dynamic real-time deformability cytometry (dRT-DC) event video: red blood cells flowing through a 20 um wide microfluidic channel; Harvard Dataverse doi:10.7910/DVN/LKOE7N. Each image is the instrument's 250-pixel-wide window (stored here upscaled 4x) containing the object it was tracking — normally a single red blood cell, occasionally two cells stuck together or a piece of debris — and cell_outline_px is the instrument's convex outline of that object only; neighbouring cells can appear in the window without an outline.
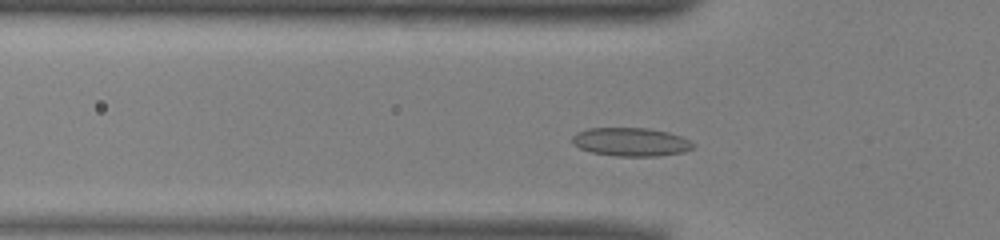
{"species": "common noctule bat (a hibernating species)", "species_latin": "Nyctalus noctula", "temperature_condition": "warm", "stored_images_in_passage": 43, "camera_frame_rate_fps": 3000, "um_per_image_px": 0.085, "animal": {"sex": "male", "body_mass_g": 13.0, "forearm_length_mm": 53.1}, "frame": {"image": 1, "passage_image": 8, "time_ms": 2.333, "image_size_px": [1000, 240], "cell_outline_px": [[696, 144], [692, 148], [684, 152], [656, 156], [616, 156], [592, 152], [580, 148], [572, 144], [572, 136], [576, 132], [588, 128], [648, 128], [668, 132], [680, 136]], "centroid_in_image_um": [53.6, 12.06], "position_along_channel_um": 72.2, "area_um2": 20.06}}
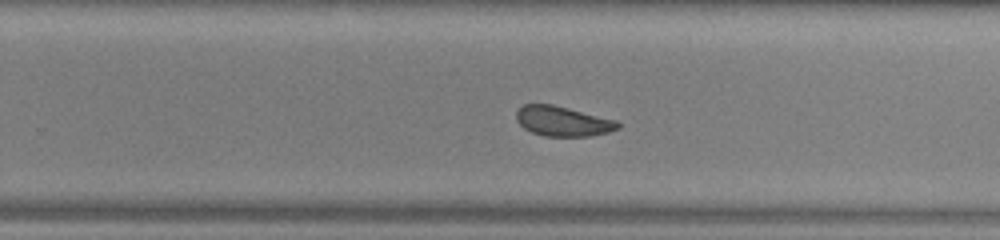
{"frame": {"image": 2, "passage_image": 24, "time_ms": 7.667, "image_size_px": [1000, 240], "cell_outline_px": [[620, 128], [608, 132], [592, 136], [544, 136], [532, 132], [524, 128], [516, 120], [516, 112], [524, 104], [552, 104], [616, 120], [620, 124]], "centroid_in_image_um": [47.83, 10.31], "position_along_channel_um": 282.0, "area_um2": 17.63}}
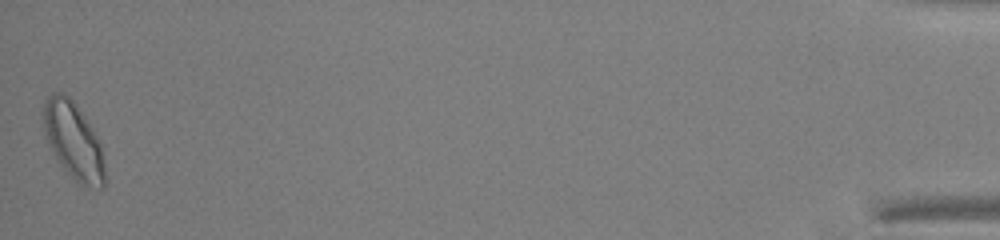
{"frame": {"image": 3, "passage_image": 43, "time_ms": 14.0, "image_size_px": [1000, 240], "cell_outline_px": [[104, 188], [100, 188], [80, 184], [56, 160], [44, 136], [40, 112], [48, 96], [52, 92], [64, 92], [76, 104], [100, 140], [104, 164]], "centroid_in_image_um": [6.19, 11.91], "position_along_channel_um": 429.0, "area_um2": 27.8}, "authors_computed_cell_mechanics": {"area_um2": 18.8428, "velocity_mm_per_s": 3.9354, "shape_relaxation_time_tau1_ms": 4.8727, "shape_relaxation_time_tau2_ms": 1.8563, "deformation_change_tau1": 0.1217, "deformation_change_tau2": 0.0871}}